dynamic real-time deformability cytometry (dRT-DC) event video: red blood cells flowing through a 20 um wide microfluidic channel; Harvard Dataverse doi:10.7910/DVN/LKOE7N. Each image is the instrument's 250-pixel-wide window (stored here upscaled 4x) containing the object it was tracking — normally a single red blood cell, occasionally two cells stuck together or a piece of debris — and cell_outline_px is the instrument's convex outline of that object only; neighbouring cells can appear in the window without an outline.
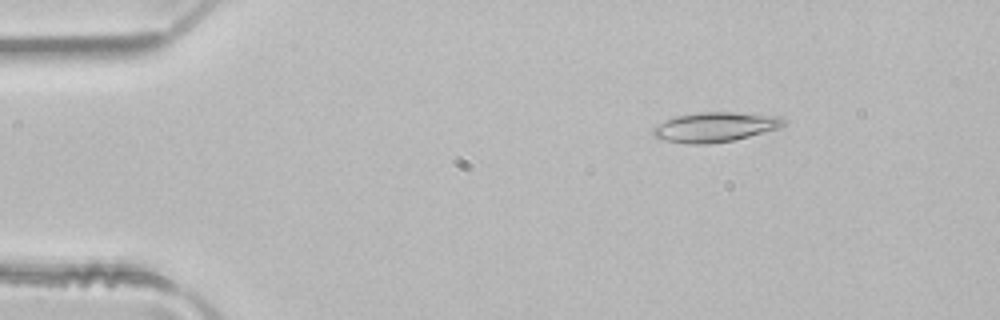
{"species": "common noctule bat (a hibernating species)", "species_latin": "Nyctalus noctula", "temperature_condition": "room temperature", "stored_images_in_passage": 5, "camera_frame_rate_fps": 3000, "um_per_image_px": 0.085, "animal": {"sex": "male", "body_mass_g": 21.5, "forearm_length_mm": 52.0}, "frame": {"image": 1, "passage_image": 2, "time_ms": 0.333, "image_size_px": [1000, 320], "cell_outline_px": [[788, 124], [780, 128], [732, 140], [708, 144], [688, 144], [664, 140], [652, 136], [652, 128], [656, 124], [664, 120], [676, 116], [700, 112], [732, 112], [780, 116], [788, 120]], "centroid_in_image_um": [60.78, 10.79], "position_along_channel_um": 24.2, "area_um2": 22.83}}
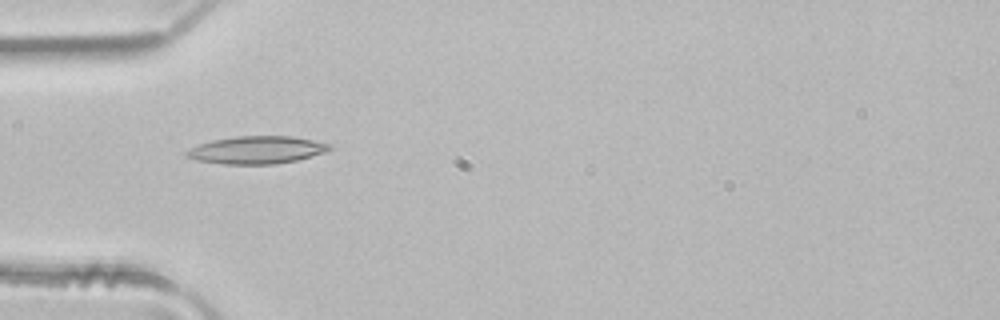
{"frame": {"image": 2, "passage_image": 4, "time_ms": 1.0, "image_size_px": [1000, 320], "cell_outline_px": [[332, 148], [324, 152], [296, 160], [276, 164], [224, 164], [196, 160], [184, 156], [184, 152], [188, 148], [212, 140], [236, 136], [292, 136], [312, 140], [328, 144]], "centroid_in_image_um": [21.75, 12.75], "position_along_channel_um": 63.3, "area_um2": 22.89}}
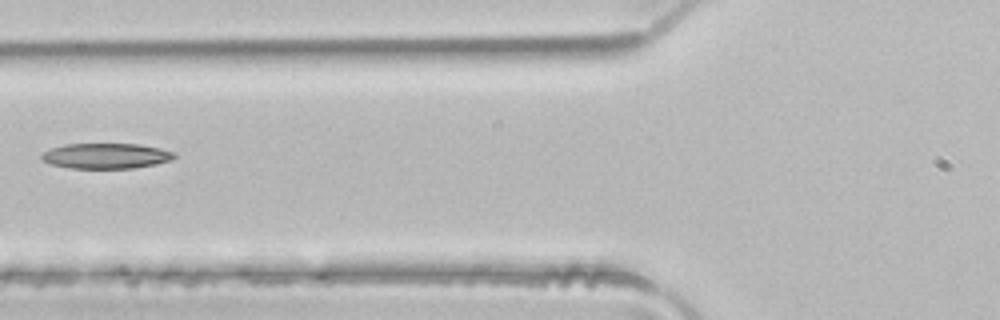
{"frame": {"image": 3, "passage_image": 5, "time_ms": 1.333, "image_size_px": [1000, 320], "cell_outline_px": [[176, 156], [172, 160], [156, 164], [132, 168], [72, 168], [48, 164], [40, 160], [40, 156], [44, 152], [52, 148], [64, 144], [140, 144], [160, 148], [172, 152]], "centroid_in_image_um": [8.98, 13.25], "position_along_channel_um": 116.8, "area_um2": 19.65}}